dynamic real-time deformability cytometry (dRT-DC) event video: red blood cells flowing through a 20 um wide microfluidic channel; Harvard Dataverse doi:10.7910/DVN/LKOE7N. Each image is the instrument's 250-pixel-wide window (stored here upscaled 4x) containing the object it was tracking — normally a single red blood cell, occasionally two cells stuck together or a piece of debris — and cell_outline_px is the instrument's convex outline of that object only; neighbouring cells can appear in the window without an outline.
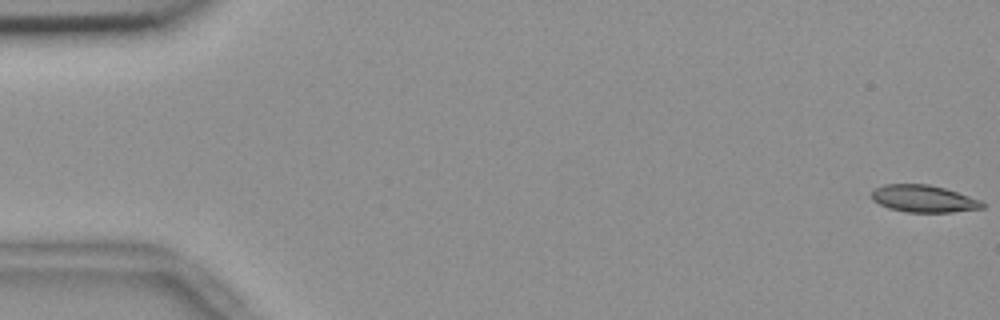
{"species": "common noctule bat (a hibernating species)", "species_latin": "Nyctalus noctula", "temperature_condition": "room temperature", "stored_images_in_passage": 16, "camera_frame_rate_fps": 3000, "um_per_image_px": 0.085, "animal": {"sex": "female", "body_mass_g": 18.4}, "frame": {"image": 1, "passage_image": 1, "time_ms": 0.0, "image_size_px": [1000, 320], "cell_outline_px": [[984, 208], [952, 212], [904, 212], [888, 208], [872, 200], [872, 192], [876, 188], [884, 184], [928, 184], [944, 188], [980, 200], [984, 204]], "centroid_in_image_um": [78.49, 16.89], "position_along_channel_um": 6.5, "area_um2": 17.4}}
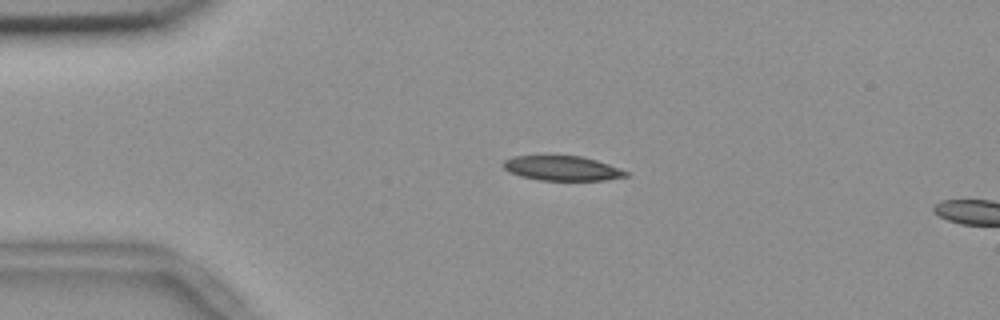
{"frame": {"image": 2, "passage_image": 13, "time_ms": 4.0, "image_size_px": [1000, 320], "cell_outline_px": [[628, 176], [604, 180], [540, 180], [520, 176], [508, 172], [500, 164], [504, 160], [512, 156], [584, 156], [620, 168], [628, 172]], "centroid_in_image_um": [47.75, 14.3], "position_along_channel_um": 37.3, "area_um2": 17.69}}